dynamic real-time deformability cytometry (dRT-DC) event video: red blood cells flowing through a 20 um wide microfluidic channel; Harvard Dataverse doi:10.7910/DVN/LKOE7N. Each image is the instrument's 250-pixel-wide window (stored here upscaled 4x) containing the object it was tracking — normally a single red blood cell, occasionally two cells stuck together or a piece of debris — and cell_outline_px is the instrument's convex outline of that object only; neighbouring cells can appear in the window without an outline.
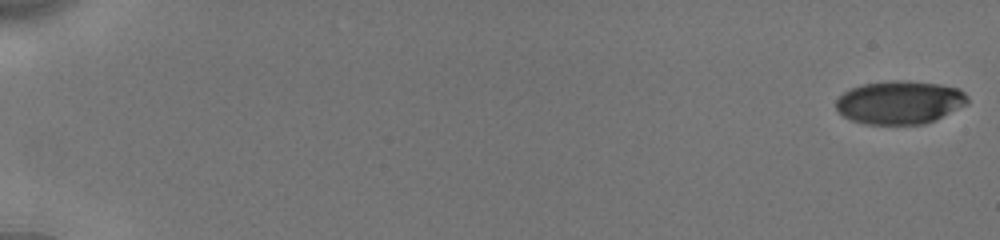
{"species": "human", "species_latin": "Homo sapiens", "temperature_condition": "cold", "stored_images_in_passage": 55, "camera_frame_rate_fps": 3000, "um_per_image_px": 0.085, "donor": {"sex": "male"}, "frame": {"image": 1, "passage_image": 1, "time_ms": 0.0, "image_size_px": [1000, 240], "cell_outline_px": [[968, 104], [924, 124], [864, 124], [852, 120], [844, 116], [836, 108], [836, 100], [844, 92], [852, 88], [864, 84], [892, 80], [908, 80], [940, 84], [960, 88], [968, 96]], "centroid_in_image_um": [76.5, 8.69], "position_along_channel_um": 8.5, "area_um2": 33.12}}
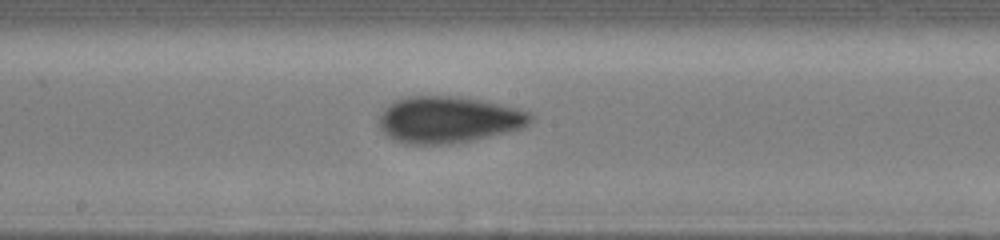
{"frame": {"image": 2, "passage_image": 32, "time_ms": 10.333, "image_size_px": [1000, 240], "cell_outline_px": [[532, 120], [524, 128], [508, 132], [472, 140], [448, 144], [404, 144], [388, 136], [380, 128], [376, 116], [388, 104], [404, 96], [460, 96], [500, 104], [516, 108], [528, 112], [532, 116]], "centroid_in_image_um": [38.07, 10.16], "position_along_channel_um": 210.1, "area_um2": 41.38}}
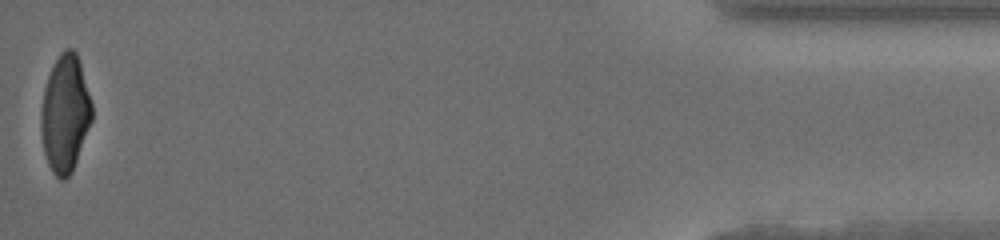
{"frame": {"image": 3, "passage_image": 55, "time_ms": 18.0, "image_size_px": [1000, 240], "cell_outline_px": [[92, 120], [72, 172], [64, 180], [60, 180], [52, 172], [48, 164], [44, 152], [40, 128], [40, 112], [44, 88], [48, 76], [60, 52], [64, 48], [72, 48], [76, 52], [80, 64], [92, 104]], "centroid_in_image_um": [5.52, 9.67], "position_along_channel_um": 429.7, "area_um2": 34.68}, "authors_computed_cell_mechanics": {"area_um2": 37.281, "velocity_mm_per_s": 3.8807, "shape_relaxation_time_tau1_ms": 3.8616, "shape_relaxation_time_tau2_ms": 1.6027, "deformation_change_tau1": 0.1402, "deformation_change_tau2": 0.0616}}